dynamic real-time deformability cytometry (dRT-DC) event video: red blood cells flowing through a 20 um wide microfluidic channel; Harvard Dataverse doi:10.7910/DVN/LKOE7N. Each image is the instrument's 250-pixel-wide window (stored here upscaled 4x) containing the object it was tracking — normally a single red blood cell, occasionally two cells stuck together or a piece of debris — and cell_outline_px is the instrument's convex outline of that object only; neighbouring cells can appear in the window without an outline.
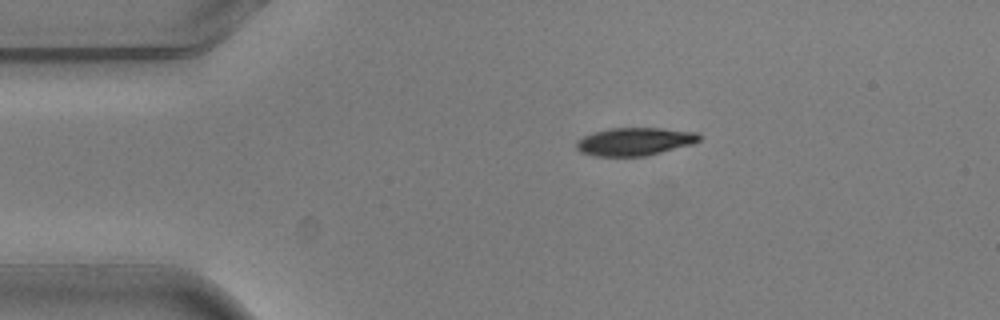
{"species": "common noctule bat (a hibernating species)", "species_latin": "Nyctalus noctula", "temperature_condition": "warm", "stored_images_in_passage": 11, "camera_frame_rate_fps": 3000, "um_per_image_px": 0.085, "animal": {"sex": "male", "body_mass_g": 20.5, "forearm_length_mm": 52.5}, "frame": {"image": 1, "passage_image": 1, "time_ms": 0.0, "image_size_px": [1000, 320], "cell_outline_px": [[700, 140], [692, 144], [644, 156], [596, 156], [580, 152], [576, 148], [576, 140], [584, 136], [608, 128], [664, 128], [696, 132], [700, 136]], "centroid_in_image_um": [53.93, 12.03], "position_along_channel_um": 31.1, "area_um2": 19.88}}
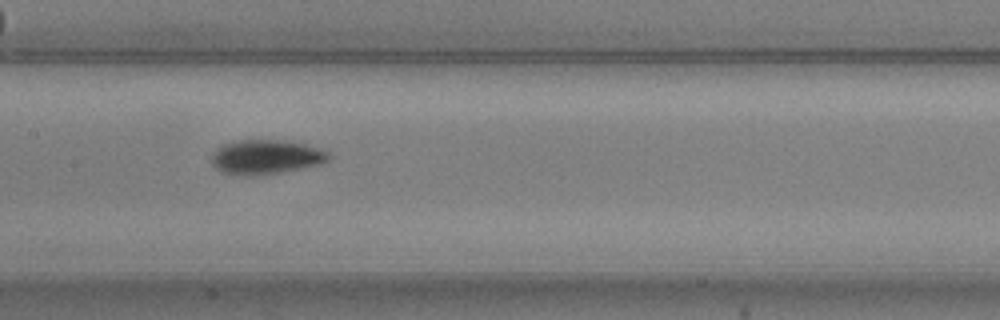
{"frame": {"image": 2, "passage_image": 5, "time_ms": 1.333, "image_size_px": [1000, 320], "cell_outline_px": [[332, 156], [324, 164], [280, 172], [252, 176], [240, 176], [220, 172], [212, 164], [212, 156], [224, 144], [240, 140], [284, 140], [304, 144], [320, 148], [328, 152]], "centroid_in_image_um": [22.65, 13.36], "position_along_channel_um": 184.7, "area_um2": 23.52}}
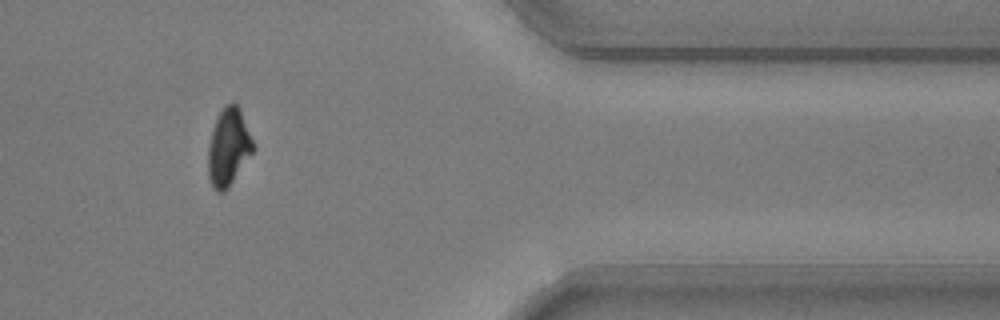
{"frame": {"image": 3, "passage_image": 10, "time_ms": 3.0, "image_size_px": [1000, 320], "cell_outline_px": [[256, 148], [228, 188], [224, 192], [216, 192], [212, 188], [208, 176], [208, 148], [212, 132], [216, 120], [224, 104], [232, 100], [240, 108]], "centroid_in_image_um": [19.43, 12.51], "position_along_channel_um": 392.0, "area_um2": 20.46}}